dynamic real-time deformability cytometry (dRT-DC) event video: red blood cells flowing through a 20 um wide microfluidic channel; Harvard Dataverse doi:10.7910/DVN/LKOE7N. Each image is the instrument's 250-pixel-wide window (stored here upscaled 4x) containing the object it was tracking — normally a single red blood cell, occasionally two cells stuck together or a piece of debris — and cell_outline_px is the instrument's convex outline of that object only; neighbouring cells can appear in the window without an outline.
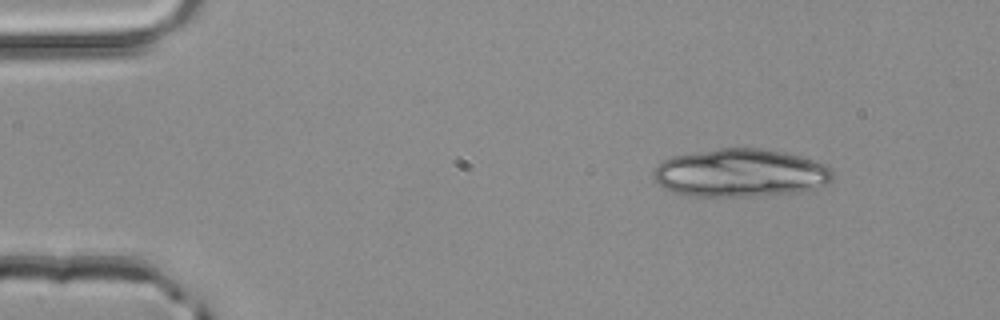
{"species": "common noctule bat (a hibernating species)", "species_latin": "Nyctalus noctula", "temperature_condition": "room temperature", "stored_images_in_passage": 3, "camera_frame_rate_fps": 3000, "um_per_image_px": 0.085, "animal": {"sex": "male", "body_mass_g": 20.4}, "frame": {"image": 1, "passage_image": 1, "time_ms": 0.0, "image_size_px": [1000, 320], "cell_outline_px": [[832, 180], [828, 184], [816, 188], [796, 192], [756, 196], [688, 196], [672, 192], [664, 188], [652, 180], [652, 172], [656, 164], [672, 156], [692, 152], [720, 148], [764, 148], [784, 152], [800, 156], [824, 164], [832, 168]], "centroid_in_image_um": [62.89, 14.7], "position_along_channel_um": 22.1, "area_um2": 50.75}}